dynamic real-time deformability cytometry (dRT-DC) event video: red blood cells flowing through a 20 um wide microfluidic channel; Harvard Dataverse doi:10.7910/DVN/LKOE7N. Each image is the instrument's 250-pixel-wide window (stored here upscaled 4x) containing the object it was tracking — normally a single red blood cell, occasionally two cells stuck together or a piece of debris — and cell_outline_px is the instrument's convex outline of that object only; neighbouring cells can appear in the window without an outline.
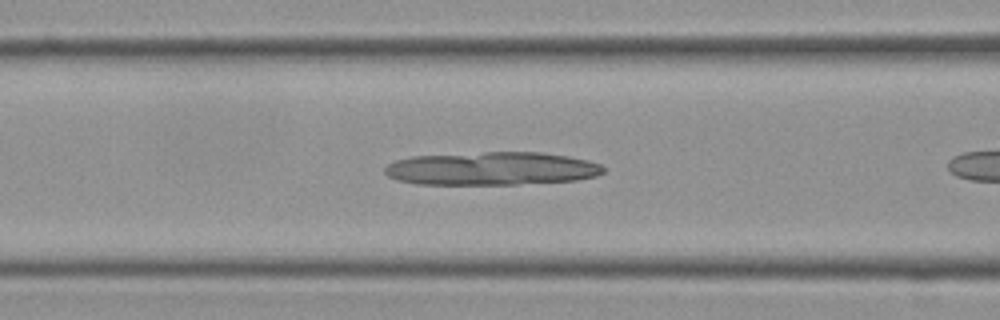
{"species": "Egyptian fruit bat (a non-hibernating species)", "species_latin": "Rousettus aegyptiacus", "temperature_condition": "cold", "stored_images_in_passage": 9, "camera_frame_rate_fps": 3000, "um_per_image_px": 0.085, "frame": {"image": 1, "passage_image": 8, "time_ms": 2.333, "image_size_px": [1000, 320], "cell_outline_px": [[604, 172], [596, 176], [576, 180], [516, 184], [416, 184], [396, 180], [388, 176], [384, 172], [384, 168], [388, 164], [396, 160], [412, 156], [484, 152], [540, 152], [568, 156], [588, 160], [600, 164], [604, 168]], "centroid_in_image_um": [41.77, 14.32], "position_along_channel_um": 124.8, "area_um2": 42.37}}